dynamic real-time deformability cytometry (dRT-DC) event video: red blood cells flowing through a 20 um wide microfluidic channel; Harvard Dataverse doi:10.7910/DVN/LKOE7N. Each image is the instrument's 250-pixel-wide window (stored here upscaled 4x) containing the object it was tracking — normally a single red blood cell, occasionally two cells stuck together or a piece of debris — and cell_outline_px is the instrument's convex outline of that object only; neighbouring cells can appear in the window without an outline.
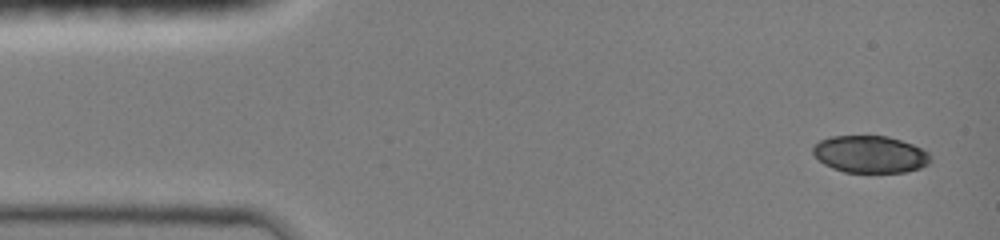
{"species": "common noctule bat (a hibernating species)", "species_latin": "Nyctalus noctula", "temperature_condition": "room temperature", "stored_images_in_passage": 9, "camera_frame_rate_fps": 3000, "um_per_image_px": 0.085, "animal": {"sex": "female", "body_mass_g": 19.0, "forearm_length_mm": 51.5}, "frame": {"image": 1, "passage_image": 1, "time_ms": 0.0, "image_size_px": [1000, 240], "cell_outline_px": [[928, 164], [920, 168], [904, 172], [844, 172], [832, 168], [824, 164], [812, 152], [812, 148], [820, 140], [832, 136], [888, 136], [912, 144], [928, 152]], "centroid_in_image_um": [73.93, 13.11], "position_along_channel_um": 11.1, "area_um2": 25.14}}
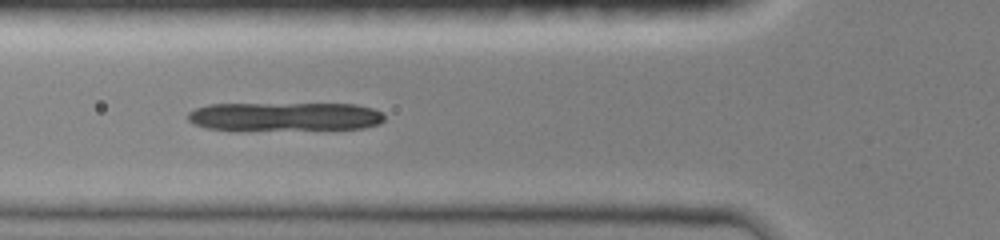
{"frame": {"image": 2, "passage_image": 6, "time_ms": 4.667, "image_size_px": [1000, 240], "cell_outline_px": [[384, 120], [380, 124], [364, 128], [204, 128], [192, 124], [188, 120], [188, 112], [196, 108], [208, 104], [356, 104], [372, 108], [380, 112], [384, 116]], "centroid_in_image_um": [24.22, 9.87], "position_along_channel_um": 101.6, "area_um2": 31.85}}